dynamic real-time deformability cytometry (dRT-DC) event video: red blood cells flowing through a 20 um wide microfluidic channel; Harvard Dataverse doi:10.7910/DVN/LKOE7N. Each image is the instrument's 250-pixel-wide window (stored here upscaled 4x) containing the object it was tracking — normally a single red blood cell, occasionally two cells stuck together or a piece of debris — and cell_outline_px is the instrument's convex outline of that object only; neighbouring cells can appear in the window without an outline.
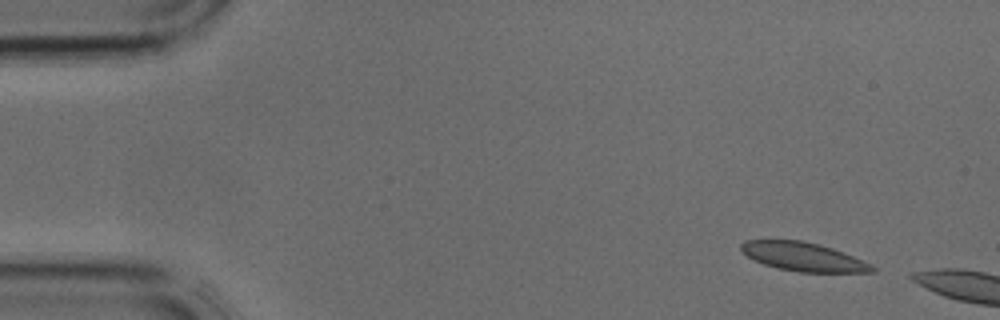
{"species": "common noctule bat (a hibernating species)", "species_latin": "Nyctalus noctula", "temperature_condition": "cold", "stored_images_in_passage": 3, "camera_frame_rate_fps": 3000, "um_per_image_px": 0.085, "animal": {"sex": "male", "body_mass_g": 17.9, "forearm_length_mm": 54.2}, "frame": {"image": 1, "passage_image": 1, "time_ms": 0.0, "image_size_px": [1000, 320], "cell_outline_px": [[876, 272], [800, 272], [776, 268], [764, 264], [748, 256], [740, 248], [740, 244], [744, 240], [800, 240], [820, 244], [832, 248], [872, 264], [876, 268]], "centroid_in_image_um": [68.29, 21.82], "position_along_channel_um": 16.7, "area_um2": 21.79}}